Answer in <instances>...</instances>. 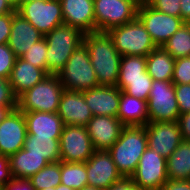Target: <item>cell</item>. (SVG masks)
Masks as SVG:
<instances>
[{"mask_svg":"<svg viewBox=\"0 0 190 190\" xmlns=\"http://www.w3.org/2000/svg\"><path fill=\"white\" fill-rule=\"evenodd\" d=\"M149 122H175L180 115L172 80H153L147 100Z\"/></svg>","mask_w":190,"mask_h":190,"instance_id":"9c48e42d","label":"cell"},{"mask_svg":"<svg viewBox=\"0 0 190 190\" xmlns=\"http://www.w3.org/2000/svg\"><path fill=\"white\" fill-rule=\"evenodd\" d=\"M17 57L8 46V44L0 45V77L9 79L11 71L15 65Z\"/></svg>","mask_w":190,"mask_h":190,"instance_id":"e575fe53","label":"cell"},{"mask_svg":"<svg viewBox=\"0 0 190 190\" xmlns=\"http://www.w3.org/2000/svg\"><path fill=\"white\" fill-rule=\"evenodd\" d=\"M9 4L16 10L21 4L22 0H7Z\"/></svg>","mask_w":190,"mask_h":190,"instance_id":"c3c4849f","label":"cell"},{"mask_svg":"<svg viewBox=\"0 0 190 190\" xmlns=\"http://www.w3.org/2000/svg\"><path fill=\"white\" fill-rule=\"evenodd\" d=\"M106 190H142L130 177H123L119 181L110 185Z\"/></svg>","mask_w":190,"mask_h":190,"instance_id":"b9f144b4","label":"cell"},{"mask_svg":"<svg viewBox=\"0 0 190 190\" xmlns=\"http://www.w3.org/2000/svg\"><path fill=\"white\" fill-rule=\"evenodd\" d=\"M64 89L58 75H47L17 98V108L21 112L56 113Z\"/></svg>","mask_w":190,"mask_h":190,"instance_id":"277c9868","label":"cell"},{"mask_svg":"<svg viewBox=\"0 0 190 190\" xmlns=\"http://www.w3.org/2000/svg\"><path fill=\"white\" fill-rule=\"evenodd\" d=\"M61 184L74 190L88 185L85 162L61 161Z\"/></svg>","mask_w":190,"mask_h":190,"instance_id":"83f0119b","label":"cell"},{"mask_svg":"<svg viewBox=\"0 0 190 190\" xmlns=\"http://www.w3.org/2000/svg\"><path fill=\"white\" fill-rule=\"evenodd\" d=\"M146 61V71L153 80H172L175 59L163 47L153 49Z\"/></svg>","mask_w":190,"mask_h":190,"instance_id":"d4e9b609","label":"cell"},{"mask_svg":"<svg viewBox=\"0 0 190 190\" xmlns=\"http://www.w3.org/2000/svg\"><path fill=\"white\" fill-rule=\"evenodd\" d=\"M167 176L172 180L190 179V141L182 140L166 159Z\"/></svg>","mask_w":190,"mask_h":190,"instance_id":"484cf974","label":"cell"},{"mask_svg":"<svg viewBox=\"0 0 190 190\" xmlns=\"http://www.w3.org/2000/svg\"><path fill=\"white\" fill-rule=\"evenodd\" d=\"M47 43V74L57 75L72 53L83 44L84 33L62 24L44 36Z\"/></svg>","mask_w":190,"mask_h":190,"instance_id":"3957f363","label":"cell"},{"mask_svg":"<svg viewBox=\"0 0 190 190\" xmlns=\"http://www.w3.org/2000/svg\"><path fill=\"white\" fill-rule=\"evenodd\" d=\"M137 17L156 47H162L167 40L185 23L181 17L164 14L143 0L137 9Z\"/></svg>","mask_w":190,"mask_h":190,"instance_id":"30bf717a","label":"cell"},{"mask_svg":"<svg viewBox=\"0 0 190 190\" xmlns=\"http://www.w3.org/2000/svg\"><path fill=\"white\" fill-rule=\"evenodd\" d=\"M27 135L24 113L12 110L0 122V155L10 156L23 148Z\"/></svg>","mask_w":190,"mask_h":190,"instance_id":"9a60e30c","label":"cell"},{"mask_svg":"<svg viewBox=\"0 0 190 190\" xmlns=\"http://www.w3.org/2000/svg\"><path fill=\"white\" fill-rule=\"evenodd\" d=\"M23 149L27 150L30 155L43 156L49 163L60 161L59 140L53 137H37L27 134Z\"/></svg>","mask_w":190,"mask_h":190,"instance_id":"4316f807","label":"cell"},{"mask_svg":"<svg viewBox=\"0 0 190 190\" xmlns=\"http://www.w3.org/2000/svg\"><path fill=\"white\" fill-rule=\"evenodd\" d=\"M57 114L64 125L86 126L93 117L89 106L83 96V91L64 89L59 101Z\"/></svg>","mask_w":190,"mask_h":190,"instance_id":"e0dca14e","label":"cell"},{"mask_svg":"<svg viewBox=\"0 0 190 190\" xmlns=\"http://www.w3.org/2000/svg\"><path fill=\"white\" fill-rule=\"evenodd\" d=\"M172 83L190 84V57L175 59Z\"/></svg>","mask_w":190,"mask_h":190,"instance_id":"836d02e7","label":"cell"},{"mask_svg":"<svg viewBox=\"0 0 190 190\" xmlns=\"http://www.w3.org/2000/svg\"><path fill=\"white\" fill-rule=\"evenodd\" d=\"M65 25L87 34L95 32L94 0H60Z\"/></svg>","mask_w":190,"mask_h":190,"instance_id":"ac0fdd59","label":"cell"},{"mask_svg":"<svg viewBox=\"0 0 190 190\" xmlns=\"http://www.w3.org/2000/svg\"><path fill=\"white\" fill-rule=\"evenodd\" d=\"M88 185L106 190L123 178L108 151L95 150L85 162Z\"/></svg>","mask_w":190,"mask_h":190,"instance_id":"5bb4252c","label":"cell"},{"mask_svg":"<svg viewBox=\"0 0 190 190\" xmlns=\"http://www.w3.org/2000/svg\"><path fill=\"white\" fill-rule=\"evenodd\" d=\"M23 113L27 134L37 137H53V139L60 140L64 123L57 112L33 111Z\"/></svg>","mask_w":190,"mask_h":190,"instance_id":"44dd1931","label":"cell"},{"mask_svg":"<svg viewBox=\"0 0 190 190\" xmlns=\"http://www.w3.org/2000/svg\"><path fill=\"white\" fill-rule=\"evenodd\" d=\"M143 0H94L95 32L109 30L133 21Z\"/></svg>","mask_w":190,"mask_h":190,"instance_id":"52a82bcc","label":"cell"},{"mask_svg":"<svg viewBox=\"0 0 190 190\" xmlns=\"http://www.w3.org/2000/svg\"><path fill=\"white\" fill-rule=\"evenodd\" d=\"M0 106H17V97L8 79L0 77Z\"/></svg>","mask_w":190,"mask_h":190,"instance_id":"74e56055","label":"cell"},{"mask_svg":"<svg viewBox=\"0 0 190 190\" xmlns=\"http://www.w3.org/2000/svg\"><path fill=\"white\" fill-rule=\"evenodd\" d=\"M12 174L9 164V156L0 155V185L6 184L12 179Z\"/></svg>","mask_w":190,"mask_h":190,"instance_id":"60d3db41","label":"cell"},{"mask_svg":"<svg viewBox=\"0 0 190 190\" xmlns=\"http://www.w3.org/2000/svg\"><path fill=\"white\" fill-rule=\"evenodd\" d=\"M162 47L174 59L190 57V23H184Z\"/></svg>","mask_w":190,"mask_h":190,"instance_id":"f1b7e54d","label":"cell"},{"mask_svg":"<svg viewBox=\"0 0 190 190\" xmlns=\"http://www.w3.org/2000/svg\"><path fill=\"white\" fill-rule=\"evenodd\" d=\"M59 147L63 162H86L95 151L85 126L64 125Z\"/></svg>","mask_w":190,"mask_h":190,"instance_id":"7c38bea8","label":"cell"},{"mask_svg":"<svg viewBox=\"0 0 190 190\" xmlns=\"http://www.w3.org/2000/svg\"><path fill=\"white\" fill-rule=\"evenodd\" d=\"M147 146L168 158L183 140L177 121L148 122L145 126Z\"/></svg>","mask_w":190,"mask_h":190,"instance_id":"4fadbf2b","label":"cell"},{"mask_svg":"<svg viewBox=\"0 0 190 190\" xmlns=\"http://www.w3.org/2000/svg\"><path fill=\"white\" fill-rule=\"evenodd\" d=\"M180 17L185 23H190V0H180Z\"/></svg>","mask_w":190,"mask_h":190,"instance_id":"f6af8a7d","label":"cell"},{"mask_svg":"<svg viewBox=\"0 0 190 190\" xmlns=\"http://www.w3.org/2000/svg\"><path fill=\"white\" fill-rule=\"evenodd\" d=\"M117 118L125 126H146L149 122L147 101L121 91Z\"/></svg>","mask_w":190,"mask_h":190,"instance_id":"603a6c76","label":"cell"},{"mask_svg":"<svg viewBox=\"0 0 190 190\" xmlns=\"http://www.w3.org/2000/svg\"><path fill=\"white\" fill-rule=\"evenodd\" d=\"M147 61L145 56L124 55L121 56L118 79L144 78Z\"/></svg>","mask_w":190,"mask_h":190,"instance_id":"1f68e13d","label":"cell"},{"mask_svg":"<svg viewBox=\"0 0 190 190\" xmlns=\"http://www.w3.org/2000/svg\"><path fill=\"white\" fill-rule=\"evenodd\" d=\"M150 6L164 14L180 17V0H145Z\"/></svg>","mask_w":190,"mask_h":190,"instance_id":"8d00e7d4","label":"cell"},{"mask_svg":"<svg viewBox=\"0 0 190 190\" xmlns=\"http://www.w3.org/2000/svg\"><path fill=\"white\" fill-rule=\"evenodd\" d=\"M86 104L94 115L117 117L121 90L117 86L99 85L83 91Z\"/></svg>","mask_w":190,"mask_h":190,"instance_id":"d6986e66","label":"cell"},{"mask_svg":"<svg viewBox=\"0 0 190 190\" xmlns=\"http://www.w3.org/2000/svg\"><path fill=\"white\" fill-rule=\"evenodd\" d=\"M160 190H190L189 180H172L168 179Z\"/></svg>","mask_w":190,"mask_h":190,"instance_id":"ee69618b","label":"cell"},{"mask_svg":"<svg viewBox=\"0 0 190 190\" xmlns=\"http://www.w3.org/2000/svg\"><path fill=\"white\" fill-rule=\"evenodd\" d=\"M2 190H36L27 178H12L3 185Z\"/></svg>","mask_w":190,"mask_h":190,"instance_id":"ab89813d","label":"cell"},{"mask_svg":"<svg viewBox=\"0 0 190 190\" xmlns=\"http://www.w3.org/2000/svg\"><path fill=\"white\" fill-rule=\"evenodd\" d=\"M145 126H128L121 131L119 139L108 150L123 177H131L147 148Z\"/></svg>","mask_w":190,"mask_h":190,"instance_id":"7a4b0ae2","label":"cell"},{"mask_svg":"<svg viewBox=\"0 0 190 190\" xmlns=\"http://www.w3.org/2000/svg\"><path fill=\"white\" fill-rule=\"evenodd\" d=\"M121 56H147L156 45L144 24L136 17L133 21L115 27L107 32Z\"/></svg>","mask_w":190,"mask_h":190,"instance_id":"8992f818","label":"cell"},{"mask_svg":"<svg viewBox=\"0 0 190 190\" xmlns=\"http://www.w3.org/2000/svg\"><path fill=\"white\" fill-rule=\"evenodd\" d=\"M16 12L44 36L64 24L60 0H30L22 2Z\"/></svg>","mask_w":190,"mask_h":190,"instance_id":"ba28073f","label":"cell"},{"mask_svg":"<svg viewBox=\"0 0 190 190\" xmlns=\"http://www.w3.org/2000/svg\"><path fill=\"white\" fill-rule=\"evenodd\" d=\"M48 74L41 68L35 67L31 63L17 58L11 71L9 82L14 95L18 98L26 90L41 82Z\"/></svg>","mask_w":190,"mask_h":190,"instance_id":"7402d4cb","label":"cell"},{"mask_svg":"<svg viewBox=\"0 0 190 190\" xmlns=\"http://www.w3.org/2000/svg\"><path fill=\"white\" fill-rule=\"evenodd\" d=\"M13 21V13L0 15V45L8 44Z\"/></svg>","mask_w":190,"mask_h":190,"instance_id":"f35d334b","label":"cell"},{"mask_svg":"<svg viewBox=\"0 0 190 190\" xmlns=\"http://www.w3.org/2000/svg\"><path fill=\"white\" fill-rule=\"evenodd\" d=\"M29 179L36 190L56 188L61 184V161L49 163Z\"/></svg>","mask_w":190,"mask_h":190,"instance_id":"f546056e","label":"cell"},{"mask_svg":"<svg viewBox=\"0 0 190 190\" xmlns=\"http://www.w3.org/2000/svg\"><path fill=\"white\" fill-rule=\"evenodd\" d=\"M177 123L182 133L183 140L190 141V112L179 115Z\"/></svg>","mask_w":190,"mask_h":190,"instance_id":"7bdbcfd3","label":"cell"},{"mask_svg":"<svg viewBox=\"0 0 190 190\" xmlns=\"http://www.w3.org/2000/svg\"><path fill=\"white\" fill-rule=\"evenodd\" d=\"M47 43L43 38L35 44H32L31 48L27 50L25 54L21 56L22 59L31 63L35 67L43 69L47 73Z\"/></svg>","mask_w":190,"mask_h":190,"instance_id":"d6a6232c","label":"cell"},{"mask_svg":"<svg viewBox=\"0 0 190 190\" xmlns=\"http://www.w3.org/2000/svg\"><path fill=\"white\" fill-rule=\"evenodd\" d=\"M15 11L7 0H0V15L14 13Z\"/></svg>","mask_w":190,"mask_h":190,"instance_id":"bcb514c9","label":"cell"},{"mask_svg":"<svg viewBox=\"0 0 190 190\" xmlns=\"http://www.w3.org/2000/svg\"><path fill=\"white\" fill-rule=\"evenodd\" d=\"M180 115L190 112V84H174Z\"/></svg>","mask_w":190,"mask_h":190,"instance_id":"d590c367","label":"cell"},{"mask_svg":"<svg viewBox=\"0 0 190 190\" xmlns=\"http://www.w3.org/2000/svg\"><path fill=\"white\" fill-rule=\"evenodd\" d=\"M44 190H74V189L69 188V187H67V186H65V185L60 184V185H58L56 188H46V189H44Z\"/></svg>","mask_w":190,"mask_h":190,"instance_id":"681fc988","label":"cell"},{"mask_svg":"<svg viewBox=\"0 0 190 190\" xmlns=\"http://www.w3.org/2000/svg\"><path fill=\"white\" fill-rule=\"evenodd\" d=\"M83 44L88 50L99 85L116 86L121 55L107 32L96 31L84 34Z\"/></svg>","mask_w":190,"mask_h":190,"instance_id":"6da1fadb","label":"cell"},{"mask_svg":"<svg viewBox=\"0 0 190 190\" xmlns=\"http://www.w3.org/2000/svg\"><path fill=\"white\" fill-rule=\"evenodd\" d=\"M17 109V106H0V122L12 111Z\"/></svg>","mask_w":190,"mask_h":190,"instance_id":"7dc6e473","label":"cell"},{"mask_svg":"<svg viewBox=\"0 0 190 190\" xmlns=\"http://www.w3.org/2000/svg\"><path fill=\"white\" fill-rule=\"evenodd\" d=\"M63 87L72 91H85L99 86L88 50L81 44L57 74Z\"/></svg>","mask_w":190,"mask_h":190,"instance_id":"5b68a950","label":"cell"},{"mask_svg":"<svg viewBox=\"0 0 190 190\" xmlns=\"http://www.w3.org/2000/svg\"><path fill=\"white\" fill-rule=\"evenodd\" d=\"M44 38L31 23L16 11L13 13L11 33L8 46L12 49L17 58L21 57L31 48L32 44Z\"/></svg>","mask_w":190,"mask_h":190,"instance_id":"ffe728a7","label":"cell"},{"mask_svg":"<svg viewBox=\"0 0 190 190\" xmlns=\"http://www.w3.org/2000/svg\"><path fill=\"white\" fill-rule=\"evenodd\" d=\"M153 79L145 72L144 78L118 79L116 86L124 93L147 101Z\"/></svg>","mask_w":190,"mask_h":190,"instance_id":"4dcf8cb0","label":"cell"},{"mask_svg":"<svg viewBox=\"0 0 190 190\" xmlns=\"http://www.w3.org/2000/svg\"><path fill=\"white\" fill-rule=\"evenodd\" d=\"M130 178L142 190H160L168 180L166 158L147 147Z\"/></svg>","mask_w":190,"mask_h":190,"instance_id":"8fae6325","label":"cell"},{"mask_svg":"<svg viewBox=\"0 0 190 190\" xmlns=\"http://www.w3.org/2000/svg\"><path fill=\"white\" fill-rule=\"evenodd\" d=\"M94 150L108 151L125 127L117 117L94 115L85 126Z\"/></svg>","mask_w":190,"mask_h":190,"instance_id":"2e32d148","label":"cell"},{"mask_svg":"<svg viewBox=\"0 0 190 190\" xmlns=\"http://www.w3.org/2000/svg\"><path fill=\"white\" fill-rule=\"evenodd\" d=\"M9 164L13 178L29 179L49 162L43 156L30 155L27 150L22 148L9 156Z\"/></svg>","mask_w":190,"mask_h":190,"instance_id":"cb8c5ba5","label":"cell"},{"mask_svg":"<svg viewBox=\"0 0 190 190\" xmlns=\"http://www.w3.org/2000/svg\"><path fill=\"white\" fill-rule=\"evenodd\" d=\"M79 190H102V189L96 188V187L91 186V185H85L84 187H82Z\"/></svg>","mask_w":190,"mask_h":190,"instance_id":"f907efd6","label":"cell"}]
</instances>
